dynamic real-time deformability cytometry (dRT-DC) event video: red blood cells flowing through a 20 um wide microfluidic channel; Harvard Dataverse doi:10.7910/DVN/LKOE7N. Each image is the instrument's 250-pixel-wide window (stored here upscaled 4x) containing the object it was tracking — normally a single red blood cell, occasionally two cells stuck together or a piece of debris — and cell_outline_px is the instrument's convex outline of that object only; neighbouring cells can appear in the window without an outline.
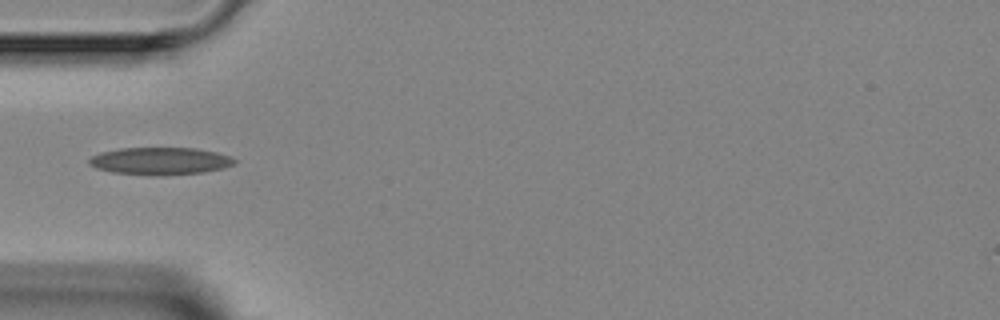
{"species": "Egyptian fruit bat (a non-hibernating species)", "species_latin": "Rousettus aegyptiacus", "temperature_condition": "room temperature", "stored_images_in_passage": 2, "camera_frame_rate_fps": 3000, "um_per_image_px": 0.085, "animal": {"sex": "female"}, "frame": {"image": 1, "passage_image": 1, "time_ms": 0.0, "image_size_px": [1000, 320], "cell_outline_px": [[236, 164], [224, 168], [204, 172], [160, 176], [156, 176], [112, 172], [96, 168], [88, 164], [88, 160], [92, 156], [100, 152], [120, 148], [196, 148], [216, 152], [228, 156], [236, 160]], "centroid_in_image_um": [13.61, 13.69], "position_along_channel_um": 71.4, "area_um2": 23.35}}
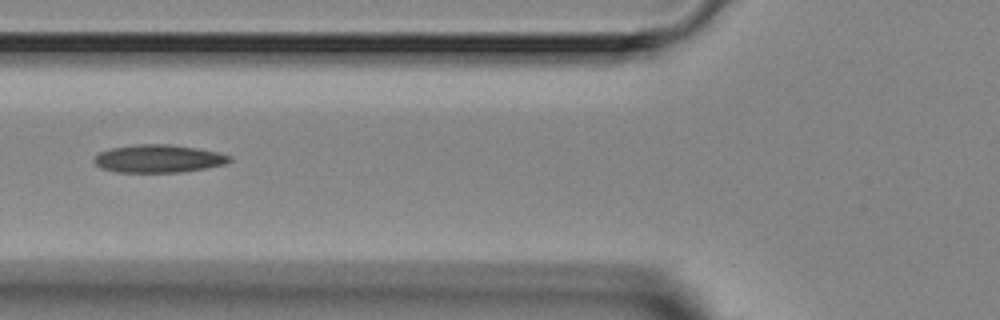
{"frame": {"image": 2, "passage_image": 2, "time_ms": 1.0, "image_size_px": [1000, 320], "cell_outline_px": [[232, 160], [228, 164], [180, 172], [116, 172], [100, 168], [92, 160], [100, 152], [112, 148], [140, 144], [168, 144], [196, 148], [216, 152], [232, 156]], "centroid_in_image_um": [13.48, 13.49], "position_along_channel_um": 112.3, "area_um2": 21.91}}